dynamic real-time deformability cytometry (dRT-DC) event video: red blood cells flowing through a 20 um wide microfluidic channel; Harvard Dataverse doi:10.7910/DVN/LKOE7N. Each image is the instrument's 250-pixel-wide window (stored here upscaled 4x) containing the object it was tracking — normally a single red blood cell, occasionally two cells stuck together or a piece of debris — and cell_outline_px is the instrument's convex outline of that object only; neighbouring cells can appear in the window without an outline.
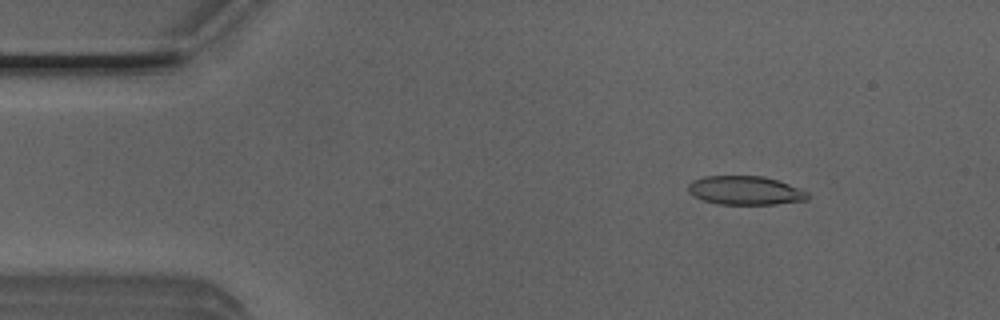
{"species": "Egyptian fruit bat (a non-hibernating species)", "species_latin": "Rousettus aegyptiacus", "temperature_condition": "room temperature", "stored_images_in_passage": 42, "camera_frame_rate_fps": 3000, "um_per_image_px": 0.085, "animal": {"sex": "male"}, "frame": {"image": 1, "passage_image": 6, "time_ms": 1.667, "image_size_px": [1000, 320], "cell_outline_px": [[808, 200], [776, 204], [720, 204], [704, 200], [692, 196], [688, 192], [688, 184], [692, 180], [704, 176], [764, 176], [788, 184], [808, 192]], "centroid_in_image_um": [63.31, 16.19], "position_along_channel_um": 21.7, "area_um2": 20.0}}
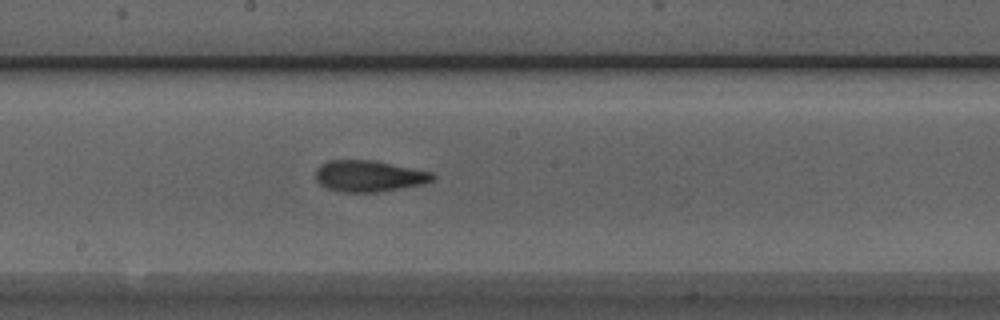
{"frame": {"image": 2, "passage_image": 26, "time_ms": 8.333, "image_size_px": [1000, 320], "cell_outline_px": [[436, 176], [432, 180], [420, 184], [400, 188], [376, 192], [340, 192], [328, 188], [320, 184], [316, 180], [316, 168], [320, 164], [328, 160], [376, 160], [432, 172]], "centroid_in_image_um": [31.33, 14.95], "position_along_channel_um": 216.9, "area_um2": 21.33}}
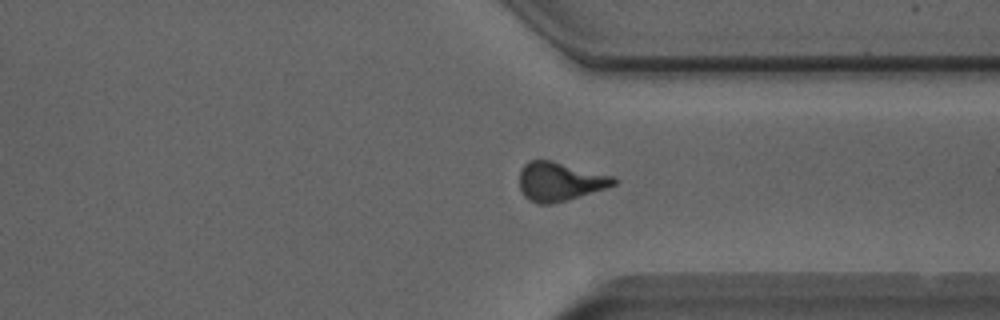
{"frame": {"image": 3, "passage_image": 37, "time_ms": 12.0, "image_size_px": [1000, 320], "cell_outline_px": [[616, 184], [604, 188], [552, 204], [540, 204], [528, 200], [524, 196], [520, 188], [520, 172], [524, 164], [528, 160], [552, 160], [612, 176], [616, 180]], "centroid_in_image_um": [47.52, 15.42], "position_along_channel_um": 363.9, "area_um2": 20.98}, "authors_computed_cell_mechanics": {"area_um2": 21.0103, "velocity_mm_per_s": 4.0201, "shape_relaxation_time_tau1_ms": 6.2432, "shape_relaxation_time_tau2_ms": 2.1113, "deformation_change_tau1": 0.1721, "deformation_change_tau2": 0.1067}}